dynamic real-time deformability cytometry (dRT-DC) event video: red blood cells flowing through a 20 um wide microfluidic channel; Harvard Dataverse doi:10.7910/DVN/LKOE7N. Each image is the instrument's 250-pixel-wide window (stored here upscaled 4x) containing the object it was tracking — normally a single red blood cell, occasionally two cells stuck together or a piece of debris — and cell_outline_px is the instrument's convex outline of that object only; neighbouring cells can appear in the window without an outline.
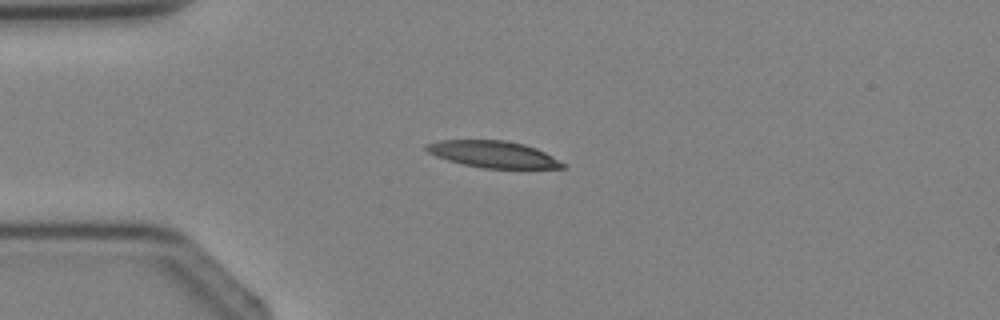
{"species": "Egyptian fruit bat (a non-hibernating species)", "species_latin": "Rousettus aegyptiacus", "temperature_condition": "cold", "stored_images_in_passage": 1, "camera_frame_rate_fps": 3000, "um_per_image_px": 0.085, "animal": {"sex": "female"}, "frame": {"image": 1, "passage_image": 1, "time_ms": 0.0, "image_size_px": [1000, 320], "cell_outline_px": [[568, 164], [564, 168], [484, 168], [464, 164], [448, 160], [436, 156], [428, 152], [424, 148], [424, 144], [440, 140], [504, 140], [524, 144], [536, 148]], "centroid_in_image_um": [41.92, 13.11], "position_along_channel_um": 43.1, "area_um2": 21.15}}